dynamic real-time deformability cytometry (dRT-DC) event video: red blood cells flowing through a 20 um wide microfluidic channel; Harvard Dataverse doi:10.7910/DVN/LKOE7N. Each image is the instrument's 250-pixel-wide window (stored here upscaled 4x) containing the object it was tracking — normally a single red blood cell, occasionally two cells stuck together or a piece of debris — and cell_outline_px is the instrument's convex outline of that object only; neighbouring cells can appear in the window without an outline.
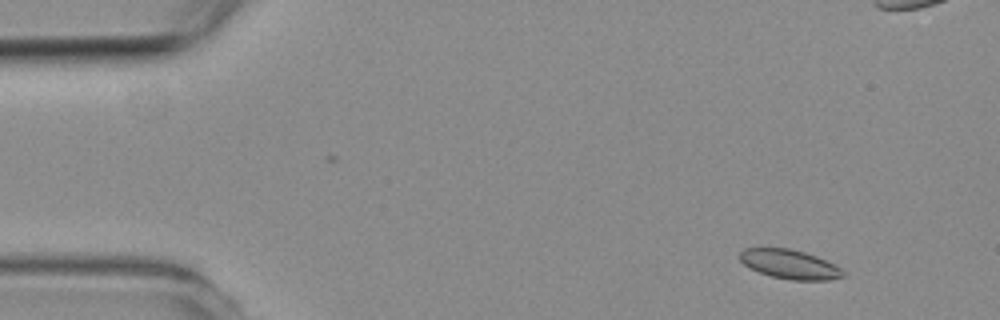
{"species": "common noctule bat (a hibernating species)", "species_latin": "Nyctalus noctula", "temperature_condition": "room temperature", "stored_images_in_passage": 6, "camera_frame_rate_fps": 3000, "um_per_image_px": 0.085, "animal": {"sex": "female", "body_mass_g": 19.3, "forearm_length_mm": 54.1}, "frame": {"image": 1, "passage_image": 2, "time_ms": 1.0, "image_size_px": [1000, 320], "cell_outline_px": [[848, 276], [828, 280], [792, 280], [772, 276], [748, 268], [740, 260], [740, 252], [744, 248], [788, 248], [804, 252], [816, 256], [836, 264]], "centroid_in_image_um": [67.16, 22.46], "position_along_channel_um": 17.8, "area_um2": 17.63}}
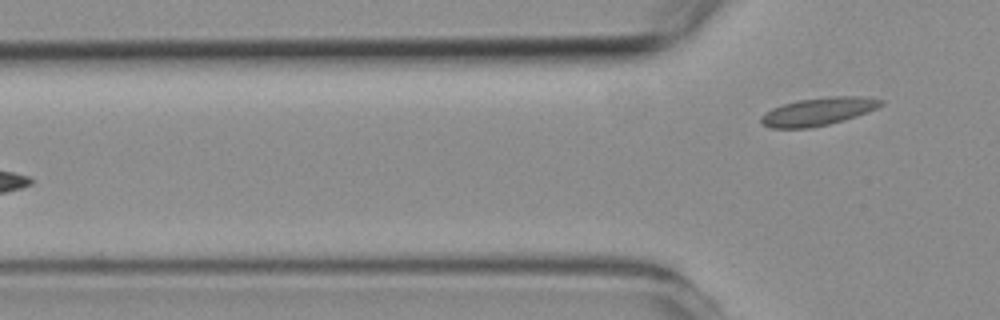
{"frame": {"image": 2, "passage_image": 6, "time_ms": 6.333, "image_size_px": [1000, 320], "cell_outline_px": [[884, 104], [868, 112], [844, 120], [812, 128], [772, 128], [764, 124], [760, 120], [760, 116], [772, 108], [784, 104], [800, 100], [828, 96], [860, 96], [884, 100]], "centroid_in_image_um": [69.57, 9.48], "position_along_channel_um": 56.2, "area_um2": 19.36}}